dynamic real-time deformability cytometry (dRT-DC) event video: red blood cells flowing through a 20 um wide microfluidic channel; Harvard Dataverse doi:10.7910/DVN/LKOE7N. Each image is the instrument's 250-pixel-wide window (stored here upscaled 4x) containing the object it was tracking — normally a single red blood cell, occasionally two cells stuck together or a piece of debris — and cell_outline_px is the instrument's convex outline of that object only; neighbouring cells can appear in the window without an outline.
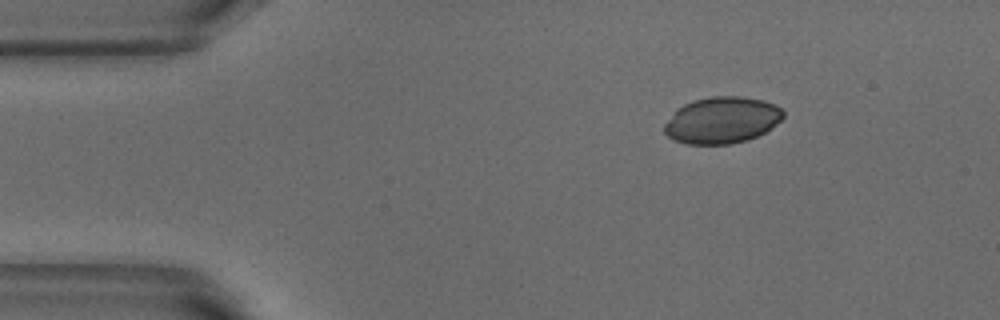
{"species": "common noctule bat (a hibernating species)", "species_latin": "Nyctalus noctula", "temperature_condition": "warm", "stored_images_in_passage": 4, "camera_frame_rate_fps": 3000, "um_per_image_px": 0.085, "animal": {"sex": "male", "body_mass_g": 18.8}, "frame": {"image": 1, "passage_image": 4, "time_ms": 1.0, "image_size_px": [1000, 320], "cell_outline_px": [[784, 116], [776, 124], [764, 132], [748, 140], [732, 144], [688, 144], [676, 140], [668, 136], [664, 132], [664, 124], [676, 108], [692, 100], [712, 96], [740, 96], [764, 100], [776, 104], [784, 112]], "centroid_in_image_um": [61.36, 10.2], "position_along_channel_um": 23.6, "area_um2": 32.37}}